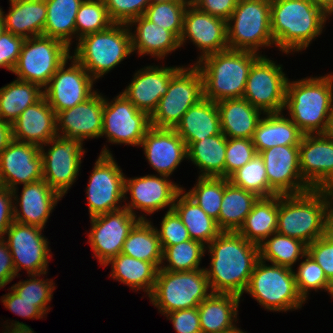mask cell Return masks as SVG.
I'll return each instance as SVG.
<instances>
[{
  "label": "cell",
  "mask_w": 333,
  "mask_h": 333,
  "mask_svg": "<svg viewBox=\"0 0 333 333\" xmlns=\"http://www.w3.org/2000/svg\"><path fill=\"white\" fill-rule=\"evenodd\" d=\"M210 267L204 268L212 293L242 297L257 261L259 246L238 232L222 231L207 246Z\"/></svg>",
  "instance_id": "1"
},
{
  "label": "cell",
  "mask_w": 333,
  "mask_h": 333,
  "mask_svg": "<svg viewBox=\"0 0 333 333\" xmlns=\"http://www.w3.org/2000/svg\"><path fill=\"white\" fill-rule=\"evenodd\" d=\"M329 17L312 0H271L275 47L286 54L306 50L325 29Z\"/></svg>",
  "instance_id": "2"
},
{
  "label": "cell",
  "mask_w": 333,
  "mask_h": 333,
  "mask_svg": "<svg viewBox=\"0 0 333 333\" xmlns=\"http://www.w3.org/2000/svg\"><path fill=\"white\" fill-rule=\"evenodd\" d=\"M284 110L304 135L325 134L333 110V74L288 79Z\"/></svg>",
  "instance_id": "3"
},
{
  "label": "cell",
  "mask_w": 333,
  "mask_h": 333,
  "mask_svg": "<svg viewBox=\"0 0 333 333\" xmlns=\"http://www.w3.org/2000/svg\"><path fill=\"white\" fill-rule=\"evenodd\" d=\"M261 55L252 51L227 49L198 61L195 65L203 77L204 98L215 103L243 98L250 68Z\"/></svg>",
  "instance_id": "4"
},
{
  "label": "cell",
  "mask_w": 333,
  "mask_h": 333,
  "mask_svg": "<svg viewBox=\"0 0 333 333\" xmlns=\"http://www.w3.org/2000/svg\"><path fill=\"white\" fill-rule=\"evenodd\" d=\"M276 232L309 245L328 232L326 202L319 189L278 195Z\"/></svg>",
  "instance_id": "5"
},
{
  "label": "cell",
  "mask_w": 333,
  "mask_h": 333,
  "mask_svg": "<svg viewBox=\"0 0 333 333\" xmlns=\"http://www.w3.org/2000/svg\"><path fill=\"white\" fill-rule=\"evenodd\" d=\"M131 29L127 24H112L108 29L80 38L72 56L96 81L130 56Z\"/></svg>",
  "instance_id": "6"
},
{
  "label": "cell",
  "mask_w": 333,
  "mask_h": 333,
  "mask_svg": "<svg viewBox=\"0 0 333 333\" xmlns=\"http://www.w3.org/2000/svg\"><path fill=\"white\" fill-rule=\"evenodd\" d=\"M204 268L194 271L159 268L150 302L162 315L198 307L212 293Z\"/></svg>",
  "instance_id": "7"
},
{
  "label": "cell",
  "mask_w": 333,
  "mask_h": 333,
  "mask_svg": "<svg viewBox=\"0 0 333 333\" xmlns=\"http://www.w3.org/2000/svg\"><path fill=\"white\" fill-rule=\"evenodd\" d=\"M294 269L259 259L244 293L250 294L265 310L286 312L301 309L306 301L296 286Z\"/></svg>",
  "instance_id": "8"
},
{
  "label": "cell",
  "mask_w": 333,
  "mask_h": 333,
  "mask_svg": "<svg viewBox=\"0 0 333 333\" xmlns=\"http://www.w3.org/2000/svg\"><path fill=\"white\" fill-rule=\"evenodd\" d=\"M271 0H238L227 21L228 47L252 51L275 45L271 32Z\"/></svg>",
  "instance_id": "9"
},
{
  "label": "cell",
  "mask_w": 333,
  "mask_h": 333,
  "mask_svg": "<svg viewBox=\"0 0 333 333\" xmlns=\"http://www.w3.org/2000/svg\"><path fill=\"white\" fill-rule=\"evenodd\" d=\"M189 66L172 76L166 94L150 115L152 127L174 129L187 110L204 98L201 71L195 64Z\"/></svg>",
  "instance_id": "10"
},
{
  "label": "cell",
  "mask_w": 333,
  "mask_h": 333,
  "mask_svg": "<svg viewBox=\"0 0 333 333\" xmlns=\"http://www.w3.org/2000/svg\"><path fill=\"white\" fill-rule=\"evenodd\" d=\"M70 49L62 41L44 35L27 38L12 73L16 79L44 89L57 69L71 56Z\"/></svg>",
  "instance_id": "11"
},
{
  "label": "cell",
  "mask_w": 333,
  "mask_h": 333,
  "mask_svg": "<svg viewBox=\"0 0 333 333\" xmlns=\"http://www.w3.org/2000/svg\"><path fill=\"white\" fill-rule=\"evenodd\" d=\"M103 147L86 187L89 218L124 208L126 176L108 146Z\"/></svg>",
  "instance_id": "12"
},
{
  "label": "cell",
  "mask_w": 333,
  "mask_h": 333,
  "mask_svg": "<svg viewBox=\"0 0 333 333\" xmlns=\"http://www.w3.org/2000/svg\"><path fill=\"white\" fill-rule=\"evenodd\" d=\"M83 143L77 138L57 135L40 147L43 180L62 197L68 193L79 175L86 152ZM46 146L50 147L47 151L44 149Z\"/></svg>",
  "instance_id": "13"
},
{
  "label": "cell",
  "mask_w": 333,
  "mask_h": 333,
  "mask_svg": "<svg viewBox=\"0 0 333 333\" xmlns=\"http://www.w3.org/2000/svg\"><path fill=\"white\" fill-rule=\"evenodd\" d=\"M282 67L261 55L250 68L243 98L264 114L284 111L288 77Z\"/></svg>",
  "instance_id": "14"
},
{
  "label": "cell",
  "mask_w": 333,
  "mask_h": 333,
  "mask_svg": "<svg viewBox=\"0 0 333 333\" xmlns=\"http://www.w3.org/2000/svg\"><path fill=\"white\" fill-rule=\"evenodd\" d=\"M151 127L150 116L138 110L121 92L109 101L104 96L103 129L112 144L139 146Z\"/></svg>",
  "instance_id": "15"
},
{
  "label": "cell",
  "mask_w": 333,
  "mask_h": 333,
  "mask_svg": "<svg viewBox=\"0 0 333 333\" xmlns=\"http://www.w3.org/2000/svg\"><path fill=\"white\" fill-rule=\"evenodd\" d=\"M42 228L14 221L6 231L16 275L26 270L28 275L47 274L50 257V243L42 233Z\"/></svg>",
  "instance_id": "16"
},
{
  "label": "cell",
  "mask_w": 333,
  "mask_h": 333,
  "mask_svg": "<svg viewBox=\"0 0 333 333\" xmlns=\"http://www.w3.org/2000/svg\"><path fill=\"white\" fill-rule=\"evenodd\" d=\"M68 60H71L69 67ZM94 82L88 71L70 56L43 89V95L57 115L89 99L97 91L93 88Z\"/></svg>",
  "instance_id": "17"
},
{
  "label": "cell",
  "mask_w": 333,
  "mask_h": 333,
  "mask_svg": "<svg viewBox=\"0 0 333 333\" xmlns=\"http://www.w3.org/2000/svg\"><path fill=\"white\" fill-rule=\"evenodd\" d=\"M173 183L170 177L156 174H148L140 177H125V200L130 195L129 203L124 208L140 219H147L144 216L154 214L161 209L168 207V211L173 209L176 197L183 187ZM127 198V199H126ZM135 210H140L146 215H136ZM135 211V212H134Z\"/></svg>",
  "instance_id": "18"
},
{
  "label": "cell",
  "mask_w": 333,
  "mask_h": 333,
  "mask_svg": "<svg viewBox=\"0 0 333 333\" xmlns=\"http://www.w3.org/2000/svg\"><path fill=\"white\" fill-rule=\"evenodd\" d=\"M139 220L126 208L90 218L88 242L100 265L104 267L121 253L125 240Z\"/></svg>",
  "instance_id": "19"
},
{
  "label": "cell",
  "mask_w": 333,
  "mask_h": 333,
  "mask_svg": "<svg viewBox=\"0 0 333 333\" xmlns=\"http://www.w3.org/2000/svg\"><path fill=\"white\" fill-rule=\"evenodd\" d=\"M190 40L198 48V61L205 56L229 49L227 21L214 17L188 4L183 17V30L179 38L180 47Z\"/></svg>",
  "instance_id": "20"
},
{
  "label": "cell",
  "mask_w": 333,
  "mask_h": 333,
  "mask_svg": "<svg viewBox=\"0 0 333 333\" xmlns=\"http://www.w3.org/2000/svg\"><path fill=\"white\" fill-rule=\"evenodd\" d=\"M42 179L40 147L13 139L0 154V186L13 190Z\"/></svg>",
  "instance_id": "21"
},
{
  "label": "cell",
  "mask_w": 333,
  "mask_h": 333,
  "mask_svg": "<svg viewBox=\"0 0 333 333\" xmlns=\"http://www.w3.org/2000/svg\"><path fill=\"white\" fill-rule=\"evenodd\" d=\"M259 154L264 161L268 184L278 195L300 194L312 189L300 173L299 146H275Z\"/></svg>",
  "instance_id": "22"
},
{
  "label": "cell",
  "mask_w": 333,
  "mask_h": 333,
  "mask_svg": "<svg viewBox=\"0 0 333 333\" xmlns=\"http://www.w3.org/2000/svg\"><path fill=\"white\" fill-rule=\"evenodd\" d=\"M299 168L312 188L333 182V139L325 134H307L299 145Z\"/></svg>",
  "instance_id": "23"
},
{
  "label": "cell",
  "mask_w": 333,
  "mask_h": 333,
  "mask_svg": "<svg viewBox=\"0 0 333 333\" xmlns=\"http://www.w3.org/2000/svg\"><path fill=\"white\" fill-rule=\"evenodd\" d=\"M181 66L147 65L134 73V77L121 93L140 111L149 116L166 94L169 81Z\"/></svg>",
  "instance_id": "24"
},
{
  "label": "cell",
  "mask_w": 333,
  "mask_h": 333,
  "mask_svg": "<svg viewBox=\"0 0 333 333\" xmlns=\"http://www.w3.org/2000/svg\"><path fill=\"white\" fill-rule=\"evenodd\" d=\"M140 146L148 164L158 175L170 177L181 162L187 160V146L174 129L151 126Z\"/></svg>",
  "instance_id": "25"
},
{
  "label": "cell",
  "mask_w": 333,
  "mask_h": 333,
  "mask_svg": "<svg viewBox=\"0 0 333 333\" xmlns=\"http://www.w3.org/2000/svg\"><path fill=\"white\" fill-rule=\"evenodd\" d=\"M104 96L96 91L89 99L56 115L57 134L82 142L101 137Z\"/></svg>",
  "instance_id": "26"
},
{
  "label": "cell",
  "mask_w": 333,
  "mask_h": 333,
  "mask_svg": "<svg viewBox=\"0 0 333 333\" xmlns=\"http://www.w3.org/2000/svg\"><path fill=\"white\" fill-rule=\"evenodd\" d=\"M14 221L44 229L55 206L61 198L43 179L31 184H24L21 196L18 187L12 190ZM16 201V202H15ZM18 207H20L18 209Z\"/></svg>",
  "instance_id": "27"
},
{
  "label": "cell",
  "mask_w": 333,
  "mask_h": 333,
  "mask_svg": "<svg viewBox=\"0 0 333 333\" xmlns=\"http://www.w3.org/2000/svg\"><path fill=\"white\" fill-rule=\"evenodd\" d=\"M57 135L56 114L44 96L12 123V137L20 142L41 147Z\"/></svg>",
  "instance_id": "28"
},
{
  "label": "cell",
  "mask_w": 333,
  "mask_h": 333,
  "mask_svg": "<svg viewBox=\"0 0 333 333\" xmlns=\"http://www.w3.org/2000/svg\"><path fill=\"white\" fill-rule=\"evenodd\" d=\"M135 25V29L132 26ZM128 27L131 32L132 52L139 56L151 55L162 60L180 47L179 39L169 30L148 20L144 15L132 20Z\"/></svg>",
  "instance_id": "29"
},
{
  "label": "cell",
  "mask_w": 333,
  "mask_h": 333,
  "mask_svg": "<svg viewBox=\"0 0 333 333\" xmlns=\"http://www.w3.org/2000/svg\"><path fill=\"white\" fill-rule=\"evenodd\" d=\"M220 115L221 132L227 138L252 139L264 114L244 98L225 99L216 103Z\"/></svg>",
  "instance_id": "30"
},
{
  "label": "cell",
  "mask_w": 333,
  "mask_h": 333,
  "mask_svg": "<svg viewBox=\"0 0 333 333\" xmlns=\"http://www.w3.org/2000/svg\"><path fill=\"white\" fill-rule=\"evenodd\" d=\"M186 146L221 133L220 115L215 102L203 98L191 106L174 128Z\"/></svg>",
  "instance_id": "31"
},
{
  "label": "cell",
  "mask_w": 333,
  "mask_h": 333,
  "mask_svg": "<svg viewBox=\"0 0 333 333\" xmlns=\"http://www.w3.org/2000/svg\"><path fill=\"white\" fill-rule=\"evenodd\" d=\"M303 136L302 131L283 112L265 113L254 131L252 143L256 152L260 153L275 146H299Z\"/></svg>",
  "instance_id": "32"
},
{
  "label": "cell",
  "mask_w": 333,
  "mask_h": 333,
  "mask_svg": "<svg viewBox=\"0 0 333 333\" xmlns=\"http://www.w3.org/2000/svg\"><path fill=\"white\" fill-rule=\"evenodd\" d=\"M6 31L25 39L43 35L47 8L45 0L11 2L7 14L1 8Z\"/></svg>",
  "instance_id": "33"
},
{
  "label": "cell",
  "mask_w": 333,
  "mask_h": 333,
  "mask_svg": "<svg viewBox=\"0 0 333 333\" xmlns=\"http://www.w3.org/2000/svg\"><path fill=\"white\" fill-rule=\"evenodd\" d=\"M241 297L230 293H211L198 305L202 333H221L236 324Z\"/></svg>",
  "instance_id": "34"
},
{
  "label": "cell",
  "mask_w": 333,
  "mask_h": 333,
  "mask_svg": "<svg viewBox=\"0 0 333 333\" xmlns=\"http://www.w3.org/2000/svg\"><path fill=\"white\" fill-rule=\"evenodd\" d=\"M227 137L220 134L191 142L187 146V159L199 171V177L225 178V152Z\"/></svg>",
  "instance_id": "35"
},
{
  "label": "cell",
  "mask_w": 333,
  "mask_h": 333,
  "mask_svg": "<svg viewBox=\"0 0 333 333\" xmlns=\"http://www.w3.org/2000/svg\"><path fill=\"white\" fill-rule=\"evenodd\" d=\"M173 210L187 228L190 238L202 242L205 246L222 232L216 220L208 216L201 207L185 193L184 188H182L177 195Z\"/></svg>",
  "instance_id": "36"
},
{
  "label": "cell",
  "mask_w": 333,
  "mask_h": 333,
  "mask_svg": "<svg viewBox=\"0 0 333 333\" xmlns=\"http://www.w3.org/2000/svg\"><path fill=\"white\" fill-rule=\"evenodd\" d=\"M111 264L109 275L116 281H120L136 292L140 289L146 296H150L156 281L158 269L150 262H145L122 253L111 259L106 266Z\"/></svg>",
  "instance_id": "37"
},
{
  "label": "cell",
  "mask_w": 333,
  "mask_h": 333,
  "mask_svg": "<svg viewBox=\"0 0 333 333\" xmlns=\"http://www.w3.org/2000/svg\"><path fill=\"white\" fill-rule=\"evenodd\" d=\"M148 219H140L131 229L121 253L145 262L157 269L162 265L163 249L156 227Z\"/></svg>",
  "instance_id": "38"
},
{
  "label": "cell",
  "mask_w": 333,
  "mask_h": 333,
  "mask_svg": "<svg viewBox=\"0 0 333 333\" xmlns=\"http://www.w3.org/2000/svg\"><path fill=\"white\" fill-rule=\"evenodd\" d=\"M277 221L278 195L259 198L237 232L249 242L259 246L276 232Z\"/></svg>",
  "instance_id": "39"
},
{
  "label": "cell",
  "mask_w": 333,
  "mask_h": 333,
  "mask_svg": "<svg viewBox=\"0 0 333 333\" xmlns=\"http://www.w3.org/2000/svg\"><path fill=\"white\" fill-rule=\"evenodd\" d=\"M259 198L255 193L236 187L228 181V178H224L219 229L237 232Z\"/></svg>",
  "instance_id": "40"
},
{
  "label": "cell",
  "mask_w": 333,
  "mask_h": 333,
  "mask_svg": "<svg viewBox=\"0 0 333 333\" xmlns=\"http://www.w3.org/2000/svg\"><path fill=\"white\" fill-rule=\"evenodd\" d=\"M82 2L83 0H45L47 17L43 35L60 40L72 48V39L76 38V15Z\"/></svg>",
  "instance_id": "41"
},
{
  "label": "cell",
  "mask_w": 333,
  "mask_h": 333,
  "mask_svg": "<svg viewBox=\"0 0 333 333\" xmlns=\"http://www.w3.org/2000/svg\"><path fill=\"white\" fill-rule=\"evenodd\" d=\"M43 96V89L36 84L18 79L10 82L0 88V119L13 123Z\"/></svg>",
  "instance_id": "42"
},
{
  "label": "cell",
  "mask_w": 333,
  "mask_h": 333,
  "mask_svg": "<svg viewBox=\"0 0 333 333\" xmlns=\"http://www.w3.org/2000/svg\"><path fill=\"white\" fill-rule=\"evenodd\" d=\"M307 254V244L278 232L270 235L259 245L260 259L270 264L292 268L296 262L304 259Z\"/></svg>",
  "instance_id": "43"
},
{
  "label": "cell",
  "mask_w": 333,
  "mask_h": 333,
  "mask_svg": "<svg viewBox=\"0 0 333 333\" xmlns=\"http://www.w3.org/2000/svg\"><path fill=\"white\" fill-rule=\"evenodd\" d=\"M162 249L164 265H161L160 269L168 271L202 269L199 266L206 252V246L202 242L190 239L176 245L162 246Z\"/></svg>",
  "instance_id": "44"
},
{
  "label": "cell",
  "mask_w": 333,
  "mask_h": 333,
  "mask_svg": "<svg viewBox=\"0 0 333 333\" xmlns=\"http://www.w3.org/2000/svg\"><path fill=\"white\" fill-rule=\"evenodd\" d=\"M239 188L255 193L260 198L278 195L268 184L264 161L259 153L228 177Z\"/></svg>",
  "instance_id": "45"
},
{
  "label": "cell",
  "mask_w": 333,
  "mask_h": 333,
  "mask_svg": "<svg viewBox=\"0 0 333 333\" xmlns=\"http://www.w3.org/2000/svg\"><path fill=\"white\" fill-rule=\"evenodd\" d=\"M192 189L185 193L195 201L201 209L216 220L219 227V214L224 194V178L199 177Z\"/></svg>",
  "instance_id": "46"
},
{
  "label": "cell",
  "mask_w": 333,
  "mask_h": 333,
  "mask_svg": "<svg viewBox=\"0 0 333 333\" xmlns=\"http://www.w3.org/2000/svg\"><path fill=\"white\" fill-rule=\"evenodd\" d=\"M112 24L104 0H83L76 15V40L106 30Z\"/></svg>",
  "instance_id": "47"
},
{
  "label": "cell",
  "mask_w": 333,
  "mask_h": 333,
  "mask_svg": "<svg viewBox=\"0 0 333 333\" xmlns=\"http://www.w3.org/2000/svg\"><path fill=\"white\" fill-rule=\"evenodd\" d=\"M304 258L298 269L293 270L299 294L306 301L312 290H324L333 298V284L327 279L324 270L308 253Z\"/></svg>",
  "instance_id": "48"
},
{
  "label": "cell",
  "mask_w": 333,
  "mask_h": 333,
  "mask_svg": "<svg viewBox=\"0 0 333 333\" xmlns=\"http://www.w3.org/2000/svg\"><path fill=\"white\" fill-rule=\"evenodd\" d=\"M187 6L185 0L150 3L144 16L156 25L171 31L179 39Z\"/></svg>",
  "instance_id": "49"
},
{
  "label": "cell",
  "mask_w": 333,
  "mask_h": 333,
  "mask_svg": "<svg viewBox=\"0 0 333 333\" xmlns=\"http://www.w3.org/2000/svg\"><path fill=\"white\" fill-rule=\"evenodd\" d=\"M41 275H28L31 278L15 283L11 289L24 300L34 302V305L47 315L51 309L48 304L53 299V292L56 288L53 280L40 279Z\"/></svg>",
  "instance_id": "50"
},
{
  "label": "cell",
  "mask_w": 333,
  "mask_h": 333,
  "mask_svg": "<svg viewBox=\"0 0 333 333\" xmlns=\"http://www.w3.org/2000/svg\"><path fill=\"white\" fill-rule=\"evenodd\" d=\"M257 154L252 139L227 138L225 178L243 167Z\"/></svg>",
  "instance_id": "51"
},
{
  "label": "cell",
  "mask_w": 333,
  "mask_h": 333,
  "mask_svg": "<svg viewBox=\"0 0 333 333\" xmlns=\"http://www.w3.org/2000/svg\"><path fill=\"white\" fill-rule=\"evenodd\" d=\"M104 3L113 23L128 25L144 15L150 0H104Z\"/></svg>",
  "instance_id": "52"
},
{
  "label": "cell",
  "mask_w": 333,
  "mask_h": 333,
  "mask_svg": "<svg viewBox=\"0 0 333 333\" xmlns=\"http://www.w3.org/2000/svg\"><path fill=\"white\" fill-rule=\"evenodd\" d=\"M160 224V228L156 227V231L161 246L176 245L191 239L187 228L173 209L166 211Z\"/></svg>",
  "instance_id": "53"
},
{
  "label": "cell",
  "mask_w": 333,
  "mask_h": 333,
  "mask_svg": "<svg viewBox=\"0 0 333 333\" xmlns=\"http://www.w3.org/2000/svg\"><path fill=\"white\" fill-rule=\"evenodd\" d=\"M307 253L320 265L333 284V233L327 232L307 245Z\"/></svg>",
  "instance_id": "54"
},
{
  "label": "cell",
  "mask_w": 333,
  "mask_h": 333,
  "mask_svg": "<svg viewBox=\"0 0 333 333\" xmlns=\"http://www.w3.org/2000/svg\"><path fill=\"white\" fill-rule=\"evenodd\" d=\"M25 38L13 35L11 32L5 31L0 36V68L13 71Z\"/></svg>",
  "instance_id": "55"
},
{
  "label": "cell",
  "mask_w": 333,
  "mask_h": 333,
  "mask_svg": "<svg viewBox=\"0 0 333 333\" xmlns=\"http://www.w3.org/2000/svg\"><path fill=\"white\" fill-rule=\"evenodd\" d=\"M9 290L11 291L10 293L8 292L7 294H4L3 297L1 296V302L5 308L22 318H34L37 320L45 317V314L34 305V302L24 300L11 288H9Z\"/></svg>",
  "instance_id": "56"
},
{
  "label": "cell",
  "mask_w": 333,
  "mask_h": 333,
  "mask_svg": "<svg viewBox=\"0 0 333 333\" xmlns=\"http://www.w3.org/2000/svg\"><path fill=\"white\" fill-rule=\"evenodd\" d=\"M166 317L177 333H202L197 307L169 312Z\"/></svg>",
  "instance_id": "57"
},
{
  "label": "cell",
  "mask_w": 333,
  "mask_h": 333,
  "mask_svg": "<svg viewBox=\"0 0 333 333\" xmlns=\"http://www.w3.org/2000/svg\"><path fill=\"white\" fill-rule=\"evenodd\" d=\"M238 0H196L193 5L214 17L228 21Z\"/></svg>",
  "instance_id": "58"
},
{
  "label": "cell",
  "mask_w": 333,
  "mask_h": 333,
  "mask_svg": "<svg viewBox=\"0 0 333 333\" xmlns=\"http://www.w3.org/2000/svg\"><path fill=\"white\" fill-rule=\"evenodd\" d=\"M12 190L0 186V239H4L6 231L14 222Z\"/></svg>",
  "instance_id": "59"
},
{
  "label": "cell",
  "mask_w": 333,
  "mask_h": 333,
  "mask_svg": "<svg viewBox=\"0 0 333 333\" xmlns=\"http://www.w3.org/2000/svg\"><path fill=\"white\" fill-rule=\"evenodd\" d=\"M5 239H0V289L17 276L12 255Z\"/></svg>",
  "instance_id": "60"
},
{
  "label": "cell",
  "mask_w": 333,
  "mask_h": 333,
  "mask_svg": "<svg viewBox=\"0 0 333 333\" xmlns=\"http://www.w3.org/2000/svg\"><path fill=\"white\" fill-rule=\"evenodd\" d=\"M318 189L326 202L327 230L333 233V182L324 184Z\"/></svg>",
  "instance_id": "61"
},
{
  "label": "cell",
  "mask_w": 333,
  "mask_h": 333,
  "mask_svg": "<svg viewBox=\"0 0 333 333\" xmlns=\"http://www.w3.org/2000/svg\"><path fill=\"white\" fill-rule=\"evenodd\" d=\"M12 140V123L0 119V154L8 147Z\"/></svg>",
  "instance_id": "62"
},
{
  "label": "cell",
  "mask_w": 333,
  "mask_h": 333,
  "mask_svg": "<svg viewBox=\"0 0 333 333\" xmlns=\"http://www.w3.org/2000/svg\"><path fill=\"white\" fill-rule=\"evenodd\" d=\"M7 321H5L7 325L4 327L6 328L4 333H35L30 326L23 322L13 321L9 326Z\"/></svg>",
  "instance_id": "63"
},
{
  "label": "cell",
  "mask_w": 333,
  "mask_h": 333,
  "mask_svg": "<svg viewBox=\"0 0 333 333\" xmlns=\"http://www.w3.org/2000/svg\"><path fill=\"white\" fill-rule=\"evenodd\" d=\"M316 5L322 8L330 17L333 13V0H312Z\"/></svg>",
  "instance_id": "64"
},
{
  "label": "cell",
  "mask_w": 333,
  "mask_h": 333,
  "mask_svg": "<svg viewBox=\"0 0 333 333\" xmlns=\"http://www.w3.org/2000/svg\"><path fill=\"white\" fill-rule=\"evenodd\" d=\"M326 134L333 139V110L329 118V124L326 131Z\"/></svg>",
  "instance_id": "65"
},
{
  "label": "cell",
  "mask_w": 333,
  "mask_h": 333,
  "mask_svg": "<svg viewBox=\"0 0 333 333\" xmlns=\"http://www.w3.org/2000/svg\"><path fill=\"white\" fill-rule=\"evenodd\" d=\"M221 333H247L246 331L244 332L242 329L237 327L236 325L226 331H222Z\"/></svg>",
  "instance_id": "66"
},
{
  "label": "cell",
  "mask_w": 333,
  "mask_h": 333,
  "mask_svg": "<svg viewBox=\"0 0 333 333\" xmlns=\"http://www.w3.org/2000/svg\"><path fill=\"white\" fill-rule=\"evenodd\" d=\"M6 31L5 26H4V22H3V18L2 16H0V36Z\"/></svg>",
  "instance_id": "67"
},
{
  "label": "cell",
  "mask_w": 333,
  "mask_h": 333,
  "mask_svg": "<svg viewBox=\"0 0 333 333\" xmlns=\"http://www.w3.org/2000/svg\"><path fill=\"white\" fill-rule=\"evenodd\" d=\"M167 1H174V0H150V3L167 2Z\"/></svg>",
  "instance_id": "68"
},
{
  "label": "cell",
  "mask_w": 333,
  "mask_h": 333,
  "mask_svg": "<svg viewBox=\"0 0 333 333\" xmlns=\"http://www.w3.org/2000/svg\"><path fill=\"white\" fill-rule=\"evenodd\" d=\"M188 4H193L196 0H185Z\"/></svg>",
  "instance_id": "69"
},
{
  "label": "cell",
  "mask_w": 333,
  "mask_h": 333,
  "mask_svg": "<svg viewBox=\"0 0 333 333\" xmlns=\"http://www.w3.org/2000/svg\"><path fill=\"white\" fill-rule=\"evenodd\" d=\"M16 1H20V0H9V3L16 2Z\"/></svg>",
  "instance_id": "70"
}]
</instances>
